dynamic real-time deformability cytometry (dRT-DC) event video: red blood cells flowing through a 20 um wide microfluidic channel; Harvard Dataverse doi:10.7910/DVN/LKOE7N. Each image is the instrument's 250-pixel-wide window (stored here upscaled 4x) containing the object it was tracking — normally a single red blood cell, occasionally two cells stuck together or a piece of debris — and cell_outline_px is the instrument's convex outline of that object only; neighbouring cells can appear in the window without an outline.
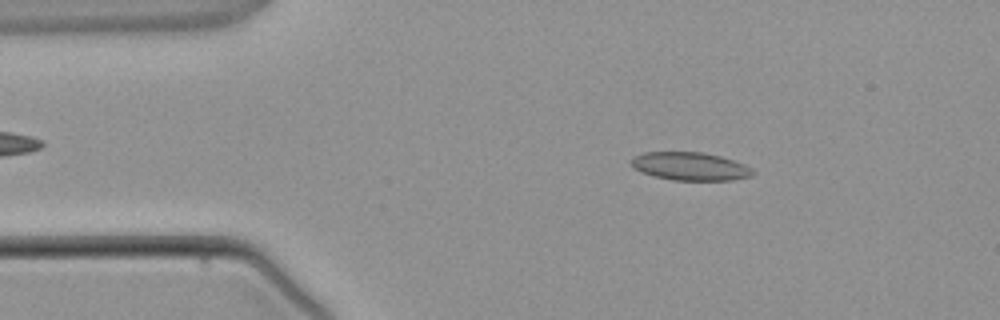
{"species": "common noctule bat (a hibernating species)", "species_latin": "Nyctalus noctula", "temperature_condition": "warm", "stored_images_in_passage": 3, "segment_of_instrument_passage": [1, 2], "camera_frame_rate_fps": 3000, "um_per_image_px": 0.085, "animal": {"sex": "male", "body_mass_g": 21.5, "forearm_length_mm": 52.0}, "frame": {"image": 1, "passage_image": 1, "time_ms": 0.0, "image_size_px": [1000, 320], "cell_outline_px": [[756, 172], [752, 176], [732, 180], [672, 180], [652, 176], [640, 172], [632, 168], [628, 160], [632, 156], [644, 152], [704, 152], [720, 156], [744, 164], [752, 168]], "centroid_in_image_um": [58.6, 14.13], "position_along_channel_um": 26.4, "area_um2": 20.29}}